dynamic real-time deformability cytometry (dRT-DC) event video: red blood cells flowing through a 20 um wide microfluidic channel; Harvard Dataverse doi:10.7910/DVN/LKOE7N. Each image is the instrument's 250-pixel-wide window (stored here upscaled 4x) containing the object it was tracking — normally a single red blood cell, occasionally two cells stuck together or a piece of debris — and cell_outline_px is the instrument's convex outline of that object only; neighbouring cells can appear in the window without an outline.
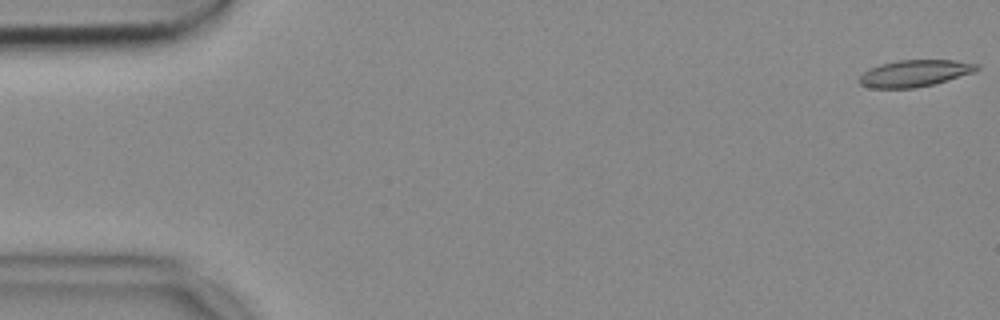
{"species": "common noctule bat (a hibernating species)", "species_latin": "Nyctalus noctula", "temperature_condition": "cold", "stored_images_in_passage": 53, "camera_frame_rate_fps": 3000, "um_per_image_px": 0.085, "animal": {"sex": "female", "body_mass_g": 18.4}, "frame": {"image": 1, "passage_image": 1, "time_ms": 0.0, "image_size_px": [1000, 320], "cell_outline_px": [[980, 68], [976, 72], [948, 80], [916, 88], [872, 88], [860, 84], [856, 80], [868, 68], [880, 64], [900, 60], [956, 60], [980, 64]], "centroid_in_image_um": [77.77, 6.22], "position_along_channel_um": 7.2, "area_um2": 18.5}}
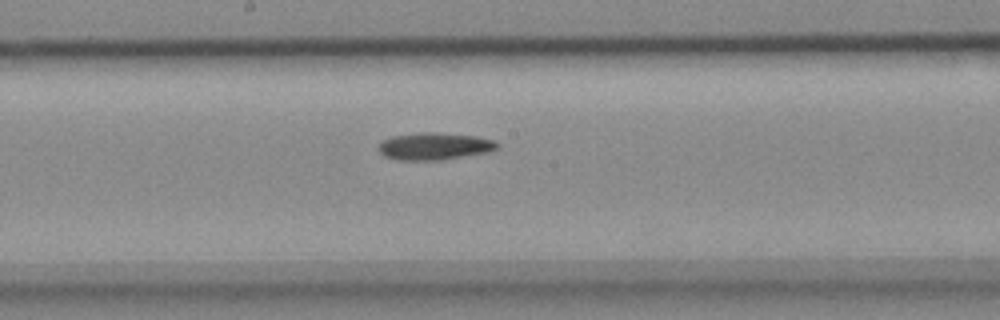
{"frame": {"image": 2, "passage_image": 28, "time_ms": 9.0, "image_size_px": [1000, 320], "cell_outline_px": [[500, 148], [492, 152], [440, 160], [400, 160], [384, 156], [376, 148], [384, 140], [392, 136], [420, 132], [436, 132], [476, 136], [496, 140], [500, 144]], "centroid_in_image_um": [37.0, 12.43], "position_along_channel_um": 211.2, "area_um2": 19.13}}
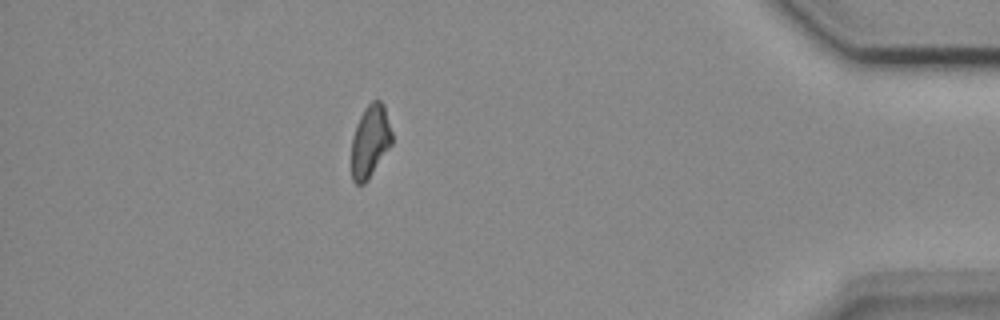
{"frame": {"image": 3, "passage_image": 47, "time_ms": 15.333, "image_size_px": [1000, 320], "cell_outline_px": [[392, 144], [368, 180], [364, 184], [356, 184], [352, 180], [352, 136], [356, 124], [364, 108], [372, 100], [380, 100], [384, 104], [392, 132]], "centroid_in_image_um": [31.47, 11.99], "position_along_channel_um": 403.7, "area_um2": 17.22}}